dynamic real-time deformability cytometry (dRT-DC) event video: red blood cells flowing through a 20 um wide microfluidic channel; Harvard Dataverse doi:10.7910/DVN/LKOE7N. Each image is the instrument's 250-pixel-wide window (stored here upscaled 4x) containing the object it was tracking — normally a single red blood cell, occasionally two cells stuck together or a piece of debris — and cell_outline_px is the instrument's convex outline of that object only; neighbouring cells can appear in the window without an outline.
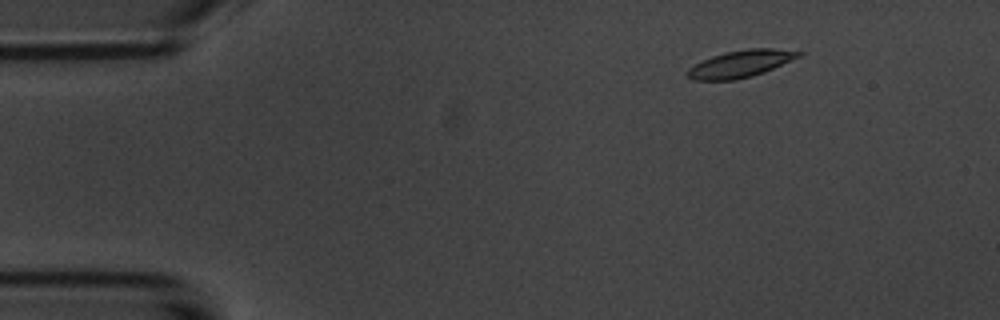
{"species": "common noctule bat (a hibernating species)", "species_latin": "Nyctalus noctula", "temperature_condition": "room temperature", "stored_images_in_passage": 4, "camera_frame_rate_fps": 3000, "um_per_image_px": 0.085, "animal": {"sex": "male", "body_mass_g": 20.1, "forearm_length_mm": 53.5}, "frame": {"image": 1, "passage_image": 2, "time_ms": 1.333, "image_size_px": [1000, 320], "cell_outline_px": [[804, 52], [800, 56], [764, 72], [752, 76], [736, 80], [692, 80], [684, 72], [688, 68], [712, 56], [724, 52], [748, 48], [772, 48]], "centroid_in_image_um": [62.92, 5.42], "position_along_channel_um": 22.1, "area_um2": 17.46}}
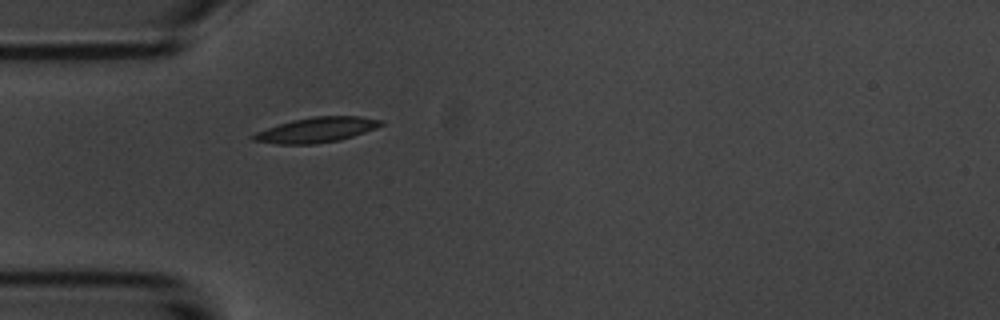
{"frame": {"image": 2, "passage_image": 4, "time_ms": 4.333, "image_size_px": [1000, 320], "cell_outline_px": [[384, 124], [376, 128], [340, 140], [316, 144], [276, 144], [252, 140], [248, 136], [256, 132], [292, 120], [312, 116], [360, 116], [384, 120]], "centroid_in_image_um": [26.9, 11.04], "position_along_channel_um": 58.1, "area_um2": 18.73}}